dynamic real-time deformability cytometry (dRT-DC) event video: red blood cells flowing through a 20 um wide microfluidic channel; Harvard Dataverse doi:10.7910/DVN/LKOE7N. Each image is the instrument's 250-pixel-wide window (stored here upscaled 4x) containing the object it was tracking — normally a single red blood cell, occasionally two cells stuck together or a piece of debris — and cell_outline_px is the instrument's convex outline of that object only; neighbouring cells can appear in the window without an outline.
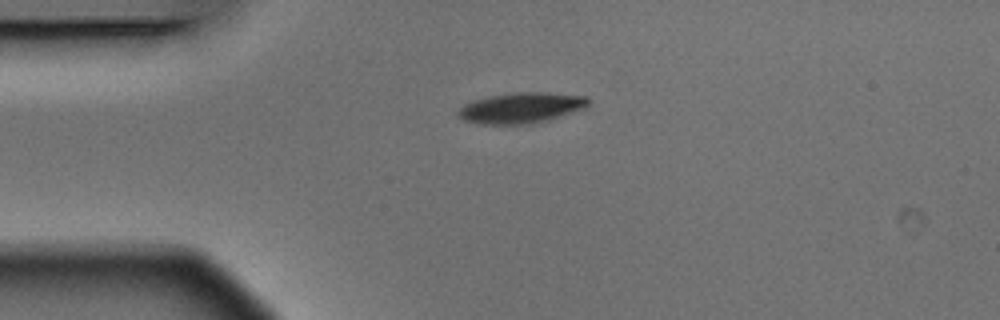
{"species": "Egyptian fruit bat (a non-hibernating species)", "species_latin": "Rousettus aegyptiacus", "temperature_condition": "warm", "stored_images_in_passage": 4, "camera_frame_rate_fps": 3000, "um_per_image_px": 0.085, "animal": {"sex": "male"}, "frame": {"image": 1, "passage_image": 1, "time_ms": 0.0, "image_size_px": [1000, 320], "cell_outline_px": [[592, 100], [584, 108], [548, 120], [532, 124], [480, 124], [464, 120], [456, 112], [464, 104], [472, 100], [488, 96], [516, 92], [544, 92], [588, 96]], "centroid_in_image_um": [44.31, 9.16], "position_along_channel_um": 40.7, "area_um2": 23.35}}
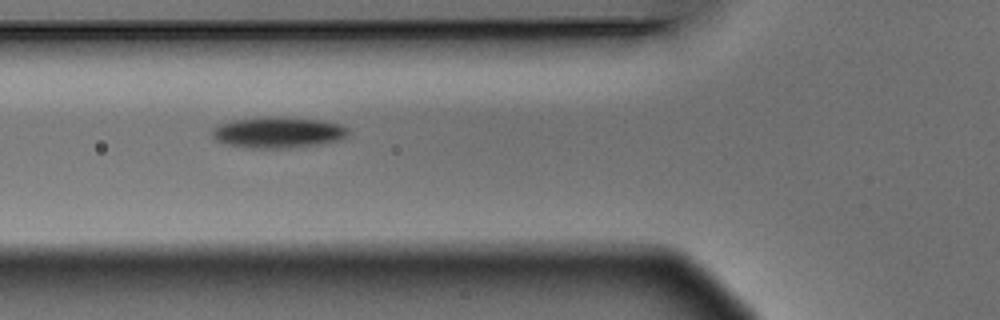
{"frame": {"image": 2, "passage_image": 3, "time_ms": 0.667, "image_size_px": [1000, 320], "cell_outline_px": [[348, 132], [340, 140], [320, 144], [288, 148], [252, 148], [224, 144], [216, 140], [208, 132], [212, 128], [220, 124], [232, 120], [264, 116], [276, 116], [320, 120], [340, 124], [348, 128]], "centroid_in_image_um": [23.57, 11.25], "position_along_channel_um": 102.2, "area_um2": 24.85}}
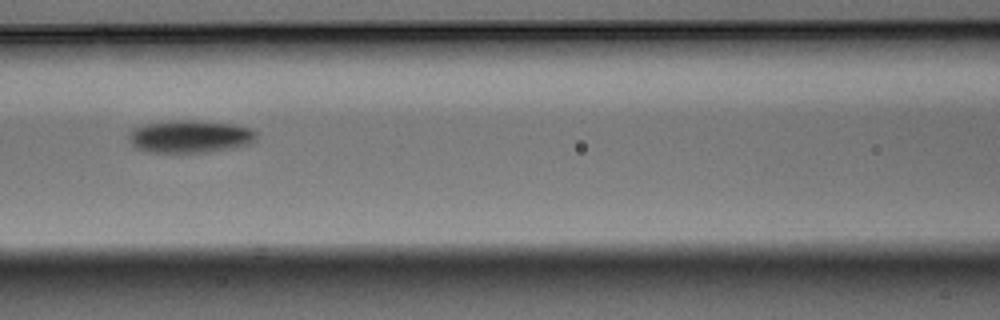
{"frame": {"image": 3, "passage_image": 4, "time_ms": 1.0, "image_size_px": [1000, 320], "cell_outline_px": [[256, 140], [248, 144], [208, 152], [148, 152], [136, 148], [132, 144], [128, 136], [136, 128], [144, 124], [172, 120], [196, 120], [232, 124], [248, 128], [256, 132]], "centroid_in_image_um": [16.14, 11.6], "position_along_channel_um": 150.5, "area_um2": 23.93}}